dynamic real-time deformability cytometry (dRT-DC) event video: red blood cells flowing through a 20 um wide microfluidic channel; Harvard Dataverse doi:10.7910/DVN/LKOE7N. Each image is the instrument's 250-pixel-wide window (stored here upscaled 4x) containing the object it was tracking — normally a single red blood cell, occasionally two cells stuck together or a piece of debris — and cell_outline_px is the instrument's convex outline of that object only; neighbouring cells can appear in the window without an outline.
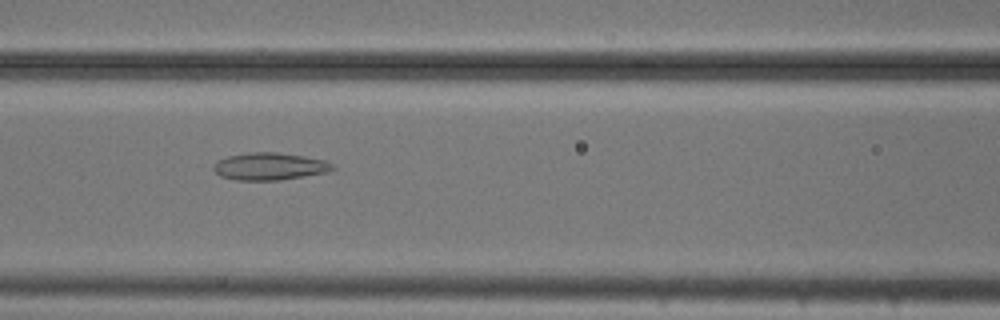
{"species": "common noctule bat (a hibernating species)", "species_latin": "Nyctalus noctula", "temperature_condition": "cold", "stored_images_in_passage": 54, "camera_frame_rate_fps": 3000, "um_per_image_px": 0.085, "animal": {"sex": "male", "body_mass_g": 20.5, "forearm_length_mm": 52.5}, "frame": {"image": 1, "passage_image": 23, "time_ms": 7.333, "image_size_px": [1000, 320], "cell_outline_px": [[336, 168], [328, 172], [280, 180], [236, 180], [220, 176], [212, 168], [216, 160], [228, 156], [248, 152], [276, 152], [304, 156], [324, 160], [332, 164]], "centroid_in_image_um": [22.9, 14.14], "position_along_channel_um": 143.7, "area_um2": 19.02}}
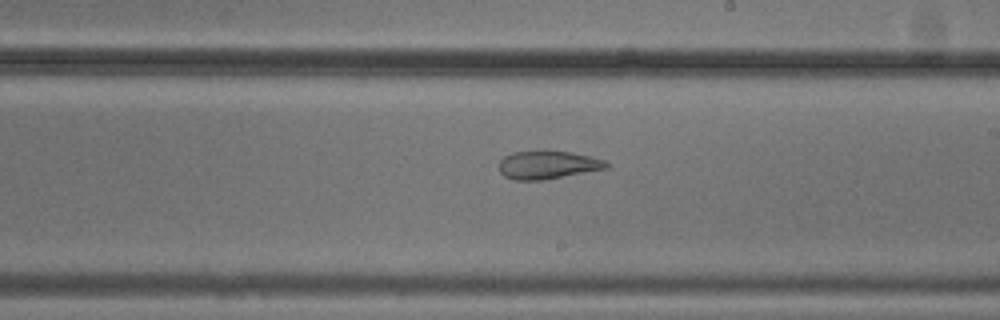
{"frame": {"image": 2, "passage_image": 31, "time_ms": 10.0, "image_size_px": [1000, 320], "cell_outline_px": [[608, 168], [544, 180], [512, 180], [504, 176], [500, 172], [500, 160], [504, 156], [512, 152], [572, 152], [604, 160], [608, 164]], "centroid_in_image_um": [46.53, 14.04], "position_along_channel_um": 242.5, "area_um2": 17.28}}
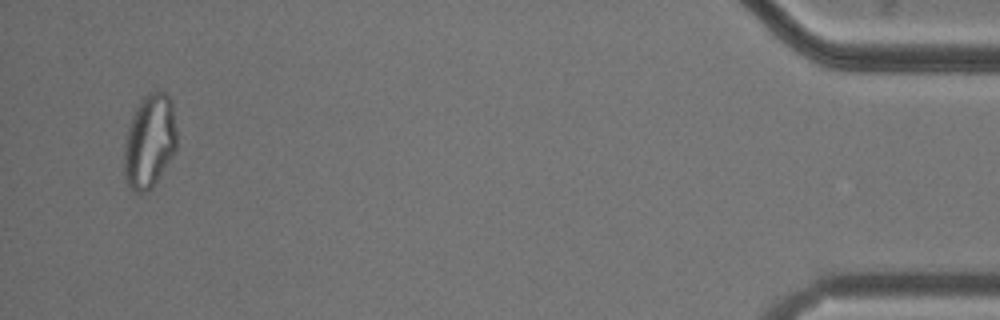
{"frame": {"image": 3, "passage_image": 52, "time_ms": 17.0, "image_size_px": [1000, 320], "cell_outline_px": [[176, 148], [172, 156], [152, 188], [148, 192], [136, 192], [128, 188], [124, 176], [124, 148], [128, 128], [132, 116], [140, 100], [148, 92], [156, 88], [160, 88], [172, 100], [176, 128]], "centroid_in_image_um": [12.71, 11.98], "position_along_channel_um": 422.5, "area_um2": 29.13}, "authors_computed_cell_mechanics": {"area_um2": 25.1719, "velocity_mm_per_s": 3.7108, "shape_relaxation_time_tau1_ms": null, "shape_relaxation_time_tau2_ms": 2.3637, "deformation_change_tau1": null, "deformation_change_tau2": 0.0932}}